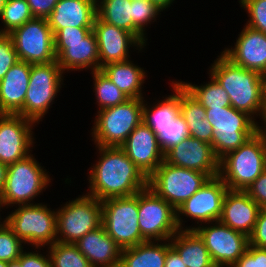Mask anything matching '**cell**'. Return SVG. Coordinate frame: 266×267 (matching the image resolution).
<instances>
[{
	"instance_id": "9a60e30c",
	"label": "cell",
	"mask_w": 266,
	"mask_h": 267,
	"mask_svg": "<svg viewBox=\"0 0 266 267\" xmlns=\"http://www.w3.org/2000/svg\"><path fill=\"white\" fill-rule=\"evenodd\" d=\"M228 187L219 177L209 178L189 199L176 210V222L179 230H183L179 214H184L200 222L219 221L222 214V202ZM182 227V228H181Z\"/></svg>"
},
{
	"instance_id": "e0dca14e",
	"label": "cell",
	"mask_w": 266,
	"mask_h": 267,
	"mask_svg": "<svg viewBox=\"0 0 266 267\" xmlns=\"http://www.w3.org/2000/svg\"><path fill=\"white\" fill-rule=\"evenodd\" d=\"M164 161L173 166L219 176V159L211 144L188 137L164 153Z\"/></svg>"
},
{
	"instance_id": "7bdbcfd3",
	"label": "cell",
	"mask_w": 266,
	"mask_h": 267,
	"mask_svg": "<svg viewBox=\"0 0 266 267\" xmlns=\"http://www.w3.org/2000/svg\"><path fill=\"white\" fill-rule=\"evenodd\" d=\"M249 245L266 248V209H261L258 213L254 230L249 236Z\"/></svg>"
},
{
	"instance_id": "db71d44e",
	"label": "cell",
	"mask_w": 266,
	"mask_h": 267,
	"mask_svg": "<svg viewBox=\"0 0 266 267\" xmlns=\"http://www.w3.org/2000/svg\"><path fill=\"white\" fill-rule=\"evenodd\" d=\"M8 267H21V263H20V261L17 259V260L8 262Z\"/></svg>"
},
{
	"instance_id": "f35d334b",
	"label": "cell",
	"mask_w": 266,
	"mask_h": 267,
	"mask_svg": "<svg viewBox=\"0 0 266 267\" xmlns=\"http://www.w3.org/2000/svg\"><path fill=\"white\" fill-rule=\"evenodd\" d=\"M239 2L248 10L250 20L247 26L266 34V0H240Z\"/></svg>"
},
{
	"instance_id": "c3c4849f",
	"label": "cell",
	"mask_w": 266,
	"mask_h": 267,
	"mask_svg": "<svg viewBox=\"0 0 266 267\" xmlns=\"http://www.w3.org/2000/svg\"><path fill=\"white\" fill-rule=\"evenodd\" d=\"M164 267H187V266L183 263L180 255L172 247H170L167 250Z\"/></svg>"
},
{
	"instance_id": "d6986e66",
	"label": "cell",
	"mask_w": 266,
	"mask_h": 267,
	"mask_svg": "<svg viewBox=\"0 0 266 267\" xmlns=\"http://www.w3.org/2000/svg\"><path fill=\"white\" fill-rule=\"evenodd\" d=\"M92 30L97 39L99 70L110 63L127 61L128 48L131 45L139 46L140 49L144 47L132 33L103 22L97 16L94 19Z\"/></svg>"
},
{
	"instance_id": "5bb4252c",
	"label": "cell",
	"mask_w": 266,
	"mask_h": 267,
	"mask_svg": "<svg viewBox=\"0 0 266 267\" xmlns=\"http://www.w3.org/2000/svg\"><path fill=\"white\" fill-rule=\"evenodd\" d=\"M203 240L216 267H231L246 251L249 237L220 221L210 227H192Z\"/></svg>"
},
{
	"instance_id": "681fc988",
	"label": "cell",
	"mask_w": 266,
	"mask_h": 267,
	"mask_svg": "<svg viewBox=\"0 0 266 267\" xmlns=\"http://www.w3.org/2000/svg\"><path fill=\"white\" fill-rule=\"evenodd\" d=\"M7 169H8V165L0 162V194L4 188V185H5V179L7 176Z\"/></svg>"
},
{
	"instance_id": "11a10c76",
	"label": "cell",
	"mask_w": 266,
	"mask_h": 267,
	"mask_svg": "<svg viewBox=\"0 0 266 267\" xmlns=\"http://www.w3.org/2000/svg\"><path fill=\"white\" fill-rule=\"evenodd\" d=\"M6 1H7V0H0V15H1V13H2V9H3V7H4L5 3H6Z\"/></svg>"
},
{
	"instance_id": "1f68e13d",
	"label": "cell",
	"mask_w": 266,
	"mask_h": 267,
	"mask_svg": "<svg viewBox=\"0 0 266 267\" xmlns=\"http://www.w3.org/2000/svg\"><path fill=\"white\" fill-rule=\"evenodd\" d=\"M92 74L95 80L94 90L100 110L119 105L129 99L101 69L92 71Z\"/></svg>"
},
{
	"instance_id": "816d5d0a",
	"label": "cell",
	"mask_w": 266,
	"mask_h": 267,
	"mask_svg": "<svg viewBox=\"0 0 266 267\" xmlns=\"http://www.w3.org/2000/svg\"><path fill=\"white\" fill-rule=\"evenodd\" d=\"M150 2L156 4L160 9L164 10L167 7L170 6V4L174 1V0H149Z\"/></svg>"
},
{
	"instance_id": "3957f363",
	"label": "cell",
	"mask_w": 266,
	"mask_h": 267,
	"mask_svg": "<svg viewBox=\"0 0 266 267\" xmlns=\"http://www.w3.org/2000/svg\"><path fill=\"white\" fill-rule=\"evenodd\" d=\"M266 170V143L256 132L219 160V177L228 190L245 191Z\"/></svg>"
},
{
	"instance_id": "6f0895ef",
	"label": "cell",
	"mask_w": 266,
	"mask_h": 267,
	"mask_svg": "<svg viewBox=\"0 0 266 267\" xmlns=\"http://www.w3.org/2000/svg\"><path fill=\"white\" fill-rule=\"evenodd\" d=\"M130 2H135V1H142V0H129Z\"/></svg>"
},
{
	"instance_id": "f546056e",
	"label": "cell",
	"mask_w": 266,
	"mask_h": 267,
	"mask_svg": "<svg viewBox=\"0 0 266 267\" xmlns=\"http://www.w3.org/2000/svg\"><path fill=\"white\" fill-rule=\"evenodd\" d=\"M96 5V15L103 22L133 34L132 2L129 0H101Z\"/></svg>"
},
{
	"instance_id": "7c38bea8",
	"label": "cell",
	"mask_w": 266,
	"mask_h": 267,
	"mask_svg": "<svg viewBox=\"0 0 266 267\" xmlns=\"http://www.w3.org/2000/svg\"><path fill=\"white\" fill-rule=\"evenodd\" d=\"M138 224L145 241H170L179 231L176 210L149 187L138 192Z\"/></svg>"
},
{
	"instance_id": "836d02e7",
	"label": "cell",
	"mask_w": 266,
	"mask_h": 267,
	"mask_svg": "<svg viewBox=\"0 0 266 267\" xmlns=\"http://www.w3.org/2000/svg\"><path fill=\"white\" fill-rule=\"evenodd\" d=\"M0 18L5 25L0 34H9L34 17L26 0H7Z\"/></svg>"
},
{
	"instance_id": "e575fe53",
	"label": "cell",
	"mask_w": 266,
	"mask_h": 267,
	"mask_svg": "<svg viewBox=\"0 0 266 267\" xmlns=\"http://www.w3.org/2000/svg\"><path fill=\"white\" fill-rule=\"evenodd\" d=\"M163 11L156 4L149 0L135 1L132 2V16L133 21V35L144 45V29L154 18Z\"/></svg>"
},
{
	"instance_id": "277c9868",
	"label": "cell",
	"mask_w": 266,
	"mask_h": 267,
	"mask_svg": "<svg viewBox=\"0 0 266 267\" xmlns=\"http://www.w3.org/2000/svg\"><path fill=\"white\" fill-rule=\"evenodd\" d=\"M206 119L213 128L212 147L219 160L257 132L254 118L233 106L207 108Z\"/></svg>"
},
{
	"instance_id": "8d00e7d4",
	"label": "cell",
	"mask_w": 266,
	"mask_h": 267,
	"mask_svg": "<svg viewBox=\"0 0 266 267\" xmlns=\"http://www.w3.org/2000/svg\"><path fill=\"white\" fill-rule=\"evenodd\" d=\"M2 223L0 224V260L11 262L20 257L23 251V242L5 221Z\"/></svg>"
},
{
	"instance_id": "d590c367",
	"label": "cell",
	"mask_w": 266,
	"mask_h": 267,
	"mask_svg": "<svg viewBox=\"0 0 266 267\" xmlns=\"http://www.w3.org/2000/svg\"><path fill=\"white\" fill-rule=\"evenodd\" d=\"M188 137V125L180 113L166 128H159L157 134L159 146L164 153Z\"/></svg>"
},
{
	"instance_id": "4dcf8cb0",
	"label": "cell",
	"mask_w": 266,
	"mask_h": 267,
	"mask_svg": "<svg viewBox=\"0 0 266 267\" xmlns=\"http://www.w3.org/2000/svg\"><path fill=\"white\" fill-rule=\"evenodd\" d=\"M210 78L211 82L202 86L180 83L205 109L231 106L226 90L212 76Z\"/></svg>"
},
{
	"instance_id": "f6af8a7d",
	"label": "cell",
	"mask_w": 266,
	"mask_h": 267,
	"mask_svg": "<svg viewBox=\"0 0 266 267\" xmlns=\"http://www.w3.org/2000/svg\"><path fill=\"white\" fill-rule=\"evenodd\" d=\"M262 209H266V170L245 190Z\"/></svg>"
},
{
	"instance_id": "7dc6e473",
	"label": "cell",
	"mask_w": 266,
	"mask_h": 267,
	"mask_svg": "<svg viewBox=\"0 0 266 267\" xmlns=\"http://www.w3.org/2000/svg\"><path fill=\"white\" fill-rule=\"evenodd\" d=\"M22 251L18 260L21 263V267H51V259L48 254V257L43 256L42 254L24 252Z\"/></svg>"
},
{
	"instance_id": "5b68a950",
	"label": "cell",
	"mask_w": 266,
	"mask_h": 267,
	"mask_svg": "<svg viewBox=\"0 0 266 267\" xmlns=\"http://www.w3.org/2000/svg\"><path fill=\"white\" fill-rule=\"evenodd\" d=\"M143 99L129 98L119 105L98 110L92 128L96 146L120 147L143 121Z\"/></svg>"
},
{
	"instance_id": "ba28073f",
	"label": "cell",
	"mask_w": 266,
	"mask_h": 267,
	"mask_svg": "<svg viewBox=\"0 0 266 267\" xmlns=\"http://www.w3.org/2000/svg\"><path fill=\"white\" fill-rule=\"evenodd\" d=\"M31 154L8 165L4 188L0 194L1 206L30 203L50 182V178Z\"/></svg>"
},
{
	"instance_id": "ee69618b",
	"label": "cell",
	"mask_w": 266,
	"mask_h": 267,
	"mask_svg": "<svg viewBox=\"0 0 266 267\" xmlns=\"http://www.w3.org/2000/svg\"><path fill=\"white\" fill-rule=\"evenodd\" d=\"M190 137L211 144L213 138V128L206 118L197 122H186Z\"/></svg>"
},
{
	"instance_id": "ab89813d",
	"label": "cell",
	"mask_w": 266,
	"mask_h": 267,
	"mask_svg": "<svg viewBox=\"0 0 266 267\" xmlns=\"http://www.w3.org/2000/svg\"><path fill=\"white\" fill-rule=\"evenodd\" d=\"M18 61L19 58L11 37L8 34H0V81Z\"/></svg>"
},
{
	"instance_id": "603a6c76",
	"label": "cell",
	"mask_w": 266,
	"mask_h": 267,
	"mask_svg": "<svg viewBox=\"0 0 266 267\" xmlns=\"http://www.w3.org/2000/svg\"><path fill=\"white\" fill-rule=\"evenodd\" d=\"M31 64L18 61L0 81V114H18L25 101Z\"/></svg>"
},
{
	"instance_id": "52a82bcc",
	"label": "cell",
	"mask_w": 266,
	"mask_h": 267,
	"mask_svg": "<svg viewBox=\"0 0 266 267\" xmlns=\"http://www.w3.org/2000/svg\"><path fill=\"white\" fill-rule=\"evenodd\" d=\"M209 178L206 173L173 166L163 161L148 178V187L177 210Z\"/></svg>"
},
{
	"instance_id": "30bf717a",
	"label": "cell",
	"mask_w": 266,
	"mask_h": 267,
	"mask_svg": "<svg viewBox=\"0 0 266 267\" xmlns=\"http://www.w3.org/2000/svg\"><path fill=\"white\" fill-rule=\"evenodd\" d=\"M62 73L57 60L46 64H31L25 101L18 115L39 122L61 88Z\"/></svg>"
},
{
	"instance_id": "484cf974",
	"label": "cell",
	"mask_w": 266,
	"mask_h": 267,
	"mask_svg": "<svg viewBox=\"0 0 266 267\" xmlns=\"http://www.w3.org/2000/svg\"><path fill=\"white\" fill-rule=\"evenodd\" d=\"M172 237L171 247L187 267H216L206 245L194 230H179Z\"/></svg>"
},
{
	"instance_id": "cb8c5ba5",
	"label": "cell",
	"mask_w": 266,
	"mask_h": 267,
	"mask_svg": "<svg viewBox=\"0 0 266 267\" xmlns=\"http://www.w3.org/2000/svg\"><path fill=\"white\" fill-rule=\"evenodd\" d=\"M56 60L64 72L80 70L92 66V70H99V52L97 39L92 30L81 42L54 43Z\"/></svg>"
},
{
	"instance_id": "b9f144b4",
	"label": "cell",
	"mask_w": 266,
	"mask_h": 267,
	"mask_svg": "<svg viewBox=\"0 0 266 267\" xmlns=\"http://www.w3.org/2000/svg\"><path fill=\"white\" fill-rule=\"evenodd\" d=\"M93 27H65L61 30H55L54 43H75L81 42V40L86 37Z\"/></svg>"
},
{
	"instance_id": "60d3db41",
	"label": "cell",
	"mask_w": 266,
	"mask_h": 267,
	"mask_svg": "<svg viewBox=\"0 0 266 267\" xmlns=\"http://www.w3.org/2000/svg\"><path fill=\"white\" fill-rule=\"evenodd\" d=\"M231 267H266V248L248 245L247 251Z\"/></svg>"
},
{
	"instance_id": "9c48e42d",
	"label": "cell",
	"mask_w": 266,
	"mask_h": 267,
	"mask_svg": "<svg viewBox=\"0 0 266 267\" xmlns=\"http://www.w3.org/2000/svg\"><path fill=\"white\" fill-rule=\"evenodd\" d=\"M56 213L42 204L19 205L4 221L24 244L38 248L57 242Z\"/></svg>"
},
{
	"instance_id": "8992f818",
	"label": "cell",
	"mask_w": 266,
	"mask_h": 267,
	"mask_svg": "<svg viewBox=\"0 0 266 267\" xmlns=\"http://www.w3.org/2000/svg\"><path fill=\"white\" fill-rule=\"evenodd\" d=\"M101 203L102 225L122 249L145 242L138 224V193L105 199Z\"/></svg>"
},
{
	"instance_id": "ffe728a7",
	"label": "cell",
	"mask_w": 266,
	"mask_h": 267,
	"mask_svg": "<svg viewBox=\"0 0 266 267\" xmlns=\"http://www.w3.org/2000/svg\"><path fill=\"white\" fill-rule=\"evenodd\" d=\"M236 65L266 75V34L246 27L239 34L234 49L222 52Z\"/></svg>"
},
{
	"instance_id": "f5cc1de1",
	"label": "cell",
	"mask_w": 266,
	"mask_h": 267,
	"mask_svg": "<svg viewBox=\"0 0 266 267\" xmlns=\"http://www.w3.org/2000/svg\"><path fill=\"white\" fill-rule=\"evenodd\" d=\"M263 111H266V75L263 82Z\"/></svg>"
},
{
	"instance_id": "7402d4cb",
	"label": "cell",
	"mask_w": 266,
	"mask_h": 267,
	"mask_svg": "<svg viewBox=\"0 0 266 267\" xmlns=\"http://www.w3.org/2000/svg\"><path fill=\"white\" fill-rule=\"evenodd\" d=\"M74 244L93 267H120L122 248L106 233L103 225Z\"/></svg>"
},
{
	"instance_id": "bcb514c9",
	"label": "cell",
	"mask_w": 266,
	"mask_h": 267,
	"mask_svg": "<svg viewBox=\"0 0 266 267\" xmlns=\"http://www.w3.org/2000/svg\"><path fill=\"white\" fill-rule=\"evenodd\" d=\"M34 18L47 19L58 0H26Z\"/></svg>"
},
{
	"instance_id": "d6a6232c",
	"label": "cell",
	"mask_w": 266,
	"mask_h": 267,
	"mask_svg": "<svg viewBox=\"0 0 266 267\" xmlns=\"http://www.w3.org/2000/svg\"><path fill=\"white\" fill-rule=\"evenodd\" d=\"M49 248L51 267H93L75 244L57 241Z\"/></svg>"
},
{
	"instance_id": "f1b7e54d",
	"label": "cell",
	"mask_w": 266,
	"mask_h": 267,
	"mask_svg": "<svg viewBox=\"0 0 266 267\" xmlns=\"http://www.w3.org/2000/svg\"><path fill=\"white\" fill-rule=\"evenodd\" d=\"M175 94L166 97L164 101H159L155 106H143V122L148 125L157 135L159 128H166L180 113L179 107V82H173Z\"/></svg>"
},
{
	"instance_id": "44dd1931",
	"label": "cell",
	"mask_w": 266,
	"mask_h": 267,
	"mask_svg": "<svg viewBox=\"0 0 266 267\" xmlns=\"http://www.w3.org/2000/svg\"><path fill=\"white\" fill-rule=\"evenodd\" d=\"M261 209L245 191L228 190L222 202V214L219 221L249 237L254 230Z\"/></svg>"
},
{
	"instance_id": "f907efd6",
	"label": "cell",
	"mask_w": 266,
	"mask_h": 267,
	"mask_svg": "<svg viewBox=\"0 0 266 267\" xmlns=\"http://www.w3.org/2000/svg\"><path fill=\"white\" fill-rule=\"evenodd\" d=\"M261 117L264 121V125H266V111L262 112ZM264 127H266V126H264ZM262 128H263L262 126L257 125V133L264 139V141L266 143V130H265L266 128H264L263 130H262Z\"/></svg>"
},
{
	"instance_id": "ac0fdd59",
	"label": "cell",
	"mask_w": 266,
	"mask_h": 267,
	"mask_svg": "<svg viewBox=\"0 0 266 267\" xmlns=\"http://www.w3.org/2000/svg\"><path fill=\"white\" fill-rule=\"evenodd\" d=\"M128 158L149 178L164 161L157 135L143 121L120 146Z\"/></svg>"
},
{
	"instance_id": "8fae6325",
	"label": "cell",
	"mask_w": 266,
	"mask_h": 267,
	"mask_svg": "<svg viewBox=\"0 0 266 267\" xmlns=\"http://www.w3.org/2000/svg\"><path fill=\"white\" fill-rule=\"evenodd\" d=\"M101 225V201L89 195L78 197L66 203L56 213L57 241L74 244L86 233Z\"/></svg>"
},
{
	"instance_id": "6da1fadb",
	"label": "cell",
	"mask_w": 266,
	"mask_h": 267,
	"mask_svg": "<svg viewBox=\"0 0 266 267\" xmlns=\"http://www.w3.org/2000/svg\"><path fill=\"white\" fill-rule=\"evenodd\" d=\"M98 149L101 158L89 172V196L103 201L132 196L148 187V178L121 147L98 146Z\"/></svg>"
},
{
	"instance_id": "83f0119b",
	"label": "cell",
	"mask_w": 266,
	"mask_h": 267,
	"mask_svg": "<svg viewBox=\"0 0 266 267\" xmlns=\"http://www.w3.org/2000/svg\"><path fill=\"white\" fill-rule=\"evenodd\" d=\"M171 243L155 244L145 241L121 251L120 267H164L167 250Z\"/></svg>"
},
{
	"instance_id": "d4e9b609",
	"label": "cell",
	"mask_w": 266,
	"mask_h": 267,
	"mask_svg": "<svg viewBox=\"0 0 266 267\" xmlns=\"http://www.w3.org/2000/svg\"><path fill=\"white\" fill-rule=\"evenodd\" d=\"M97 0H58L54 10L47 18L54 32L68 26L93 27Z\"/></svg>"
},
{
	"instance_id": "7a4b0ae2",
	"label": "cell",
	"mask_w": 266,
	"mask_h": 267,
	"mask_svg": "<svg viewBox=\"0 0 266 267\" xmlns=\"http://www.w3.org/2000/svg\"><path fill=\"white\" fill-rule=\"evenodd\" d=\"M210 75L226 90L231 106L254 117L263 112L264 76L233 63L223 53L214 62Z\"/></svg>"
},
{
	"instance_id": "4fadbf2b",
	"label": "cell",
	"mask_w": 266,
	"mask_h": 267,
	"mask_svg": "<svg viewBox=\"0 0 266 267\" xmlns=\"http://www.w3.org/2000/svg\"><path fill=\"white\" fill-rule=\"evenodd\" d=\"M8 35L20 61L29 64L56 61L54 34L47 19L33 18Z\"/></svg>"
},
{
	"instance_id": "9f6ffc18",
	"label": "cell",
	"mask_w": 266,
	"mask_h": 267,
	"mask_svg": "<svg viewBox=\"0 0 266 267\" xmlns=\"http://www.w3.org/2000/svg\"><path fill=\"white\" fill-rule=\"evenodd\" d=\"M0 267H8V262L0 260Z\"/></svg>"
},
{
	"instance_id": "4316f807",
	"label": "cell",
	"mask_w": 266,
	"mask_h": 267,
	"mask_svg": "<svg viewBox=\"0 0 266 267\" xmlns=\"http://www.w3.org/2000/svg\"><path fill=\"white\" fill-rule=\"evenodd\" d=\"M101 70L129 98H144L141 86L144 83L145 71L130 60L107 64Z\"/></svg>"
},
{
	"instance_id": "74e56055",
	"label": "cell",
	"mask_w": 266,
	"mask_h": 267,
	"mask_svg": "<svg viewBox=\"0 0 266 267\" xmlns=\"http://www.w3.org/2000/svg\"><path fill=\"white\" fill-rule=\"evenodd\" d=\"M180 114L185 122H197L206 118V109L179 82Z\"/></svg>"
},
{
	"instance_id": "2e32d148",
	"label": "cell",
	"mask_w": 266,
	"mask_h": 267,
	"mask_svg": "<svg viewBox=\"0 0 266 267\" xmlns=\"http://www.w3.org/2000/svg\"><path fill=\"white\" fill-rule=\"evenodd\" d=\"M35 122L18 114H0V162L13 164L27 157Z\"/></svg>"
}]
</instances>
